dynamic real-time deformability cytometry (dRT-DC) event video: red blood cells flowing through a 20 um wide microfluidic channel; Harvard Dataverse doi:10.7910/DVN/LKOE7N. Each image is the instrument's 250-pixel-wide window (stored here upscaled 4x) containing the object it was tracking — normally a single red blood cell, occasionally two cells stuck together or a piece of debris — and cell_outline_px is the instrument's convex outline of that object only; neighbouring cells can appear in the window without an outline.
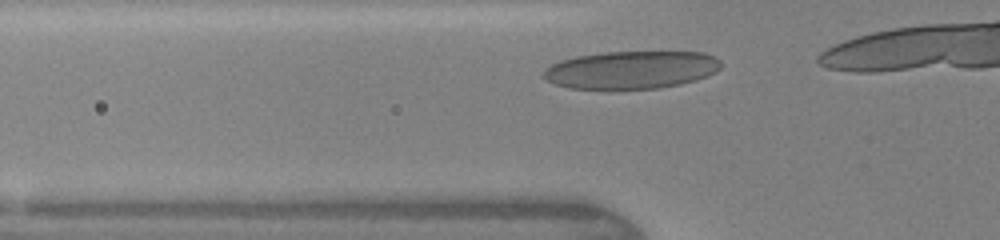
{"species": "human", "species_latin": "Homo sapiens", "temperature_condition": "warm", "stored_images_in_passage": 7, "camera_frame_rate_fps": 3000, "um_per_image_px": 0.085, "donor": {"sex": "female"}, "frame": {"image": 1, "passage_image": 2, "time_ms": 0.333, "image_size_px": [1000, 240], "cell_outline_px": [[720, 68], [716, 72], [708, 76], [696, 80], [680, 84], [656, 88], [568, 88], [556, 84], [548, 80], [544, 76], [544, 68], [560, 60], [576, 56], [604, 52], [704, 52], [720, 60]], "centroid_in_image_um": [53.67, 5.92], "position_along_channel_um": 72.1, "area_um2": 38.78}}